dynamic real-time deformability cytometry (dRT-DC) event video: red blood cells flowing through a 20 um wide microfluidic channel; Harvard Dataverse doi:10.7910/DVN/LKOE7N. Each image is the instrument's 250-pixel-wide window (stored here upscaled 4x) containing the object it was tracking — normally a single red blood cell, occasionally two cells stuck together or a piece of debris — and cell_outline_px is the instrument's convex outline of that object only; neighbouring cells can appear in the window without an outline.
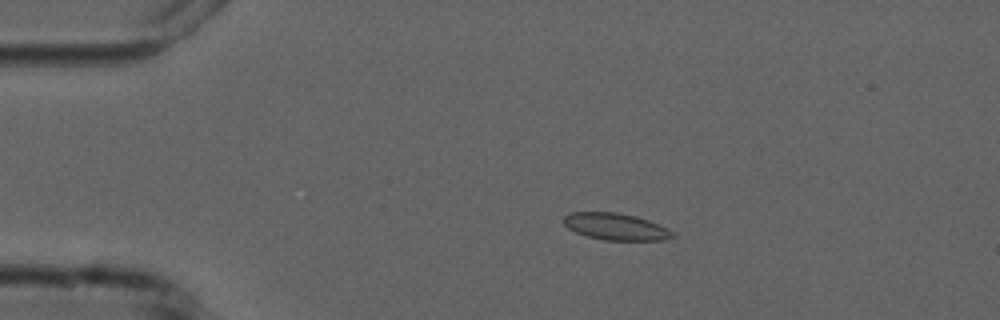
{"species": "common noctule bat (a hibernating species)", "species_latin": "Nyctalus noctula", "temperature_condition": "cold", "stored_images_in_passage": 9, "camera_frame_rate_fps": 3000, "um_per_image_px": 0.085, "animal": {"sex": "male", "forearm_length_mm": 52.5}, "frame": {"image": 1, "passage_image": 4, "time_ms": 3.333, "image_size_px": [1000, 320], "cell_outline_px": [[676, 236], [664, 240], [604, 240], [588, 236], [576, 232], [568, 228], [560, 220], [568, 212], [616, 212], [636, 216], [648, 220], [668, 228]], "centroid_in_image_um": [52.31, 19.25], "position_along_channel_um": 32.7, "area_um2": 17.11}}
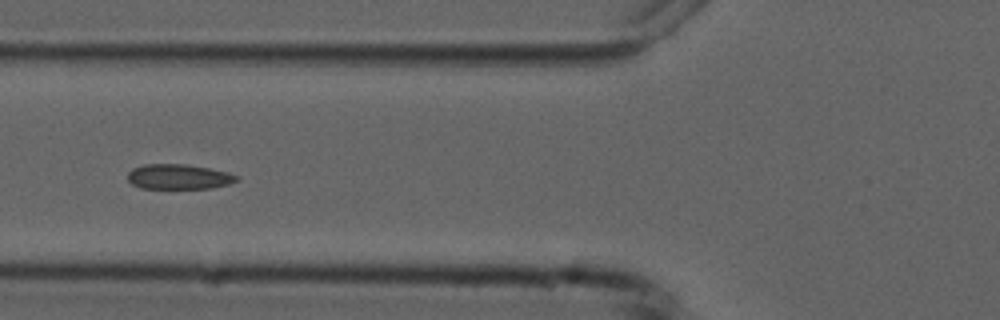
{"frame": {"image": 2, "passage_image": 7, "time_ms": 6.667, "image_size_px": [1000, 320], "cell_outline_px": [[240, 176], [236, 180], [228, 184], [212, 188], [140, 188], [132, 184], [128, 180], [128, 172], [132, 168], [144, 164], [184, 164], [208, 168], [228, 172]], "centroid_in_image_um": [15.17, 15.02], "position_along_channel_um": 110.6, "area_um2": 15.84}}
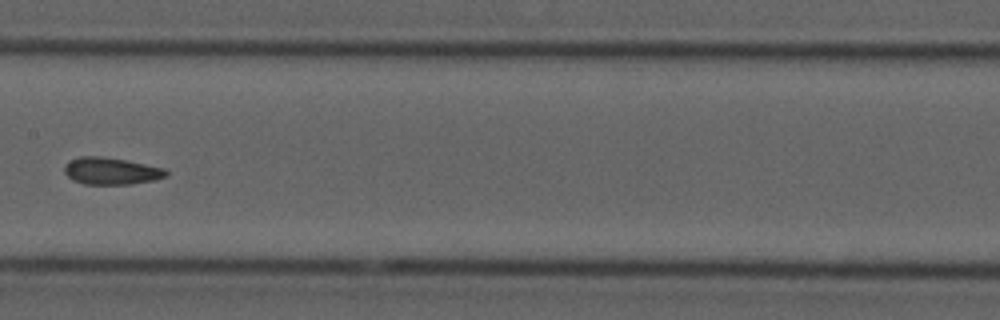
{"frame": {"image": 3, "passage_image": 9, "time_ms": 9.0, "image_size_px": [1000, 320], "cell_outline_px": [[168, 176], [156, 180], [128, 184], [84, 184], [72, 180], [64, 172], [64, 164], [80, 156], [100, 156], [124, 160], [164, 168], [168, 172]], "centroid_in_image_um": [9.44, 14.54], "position_along_channel_um": 198.0, "area_um2": 15.95}}